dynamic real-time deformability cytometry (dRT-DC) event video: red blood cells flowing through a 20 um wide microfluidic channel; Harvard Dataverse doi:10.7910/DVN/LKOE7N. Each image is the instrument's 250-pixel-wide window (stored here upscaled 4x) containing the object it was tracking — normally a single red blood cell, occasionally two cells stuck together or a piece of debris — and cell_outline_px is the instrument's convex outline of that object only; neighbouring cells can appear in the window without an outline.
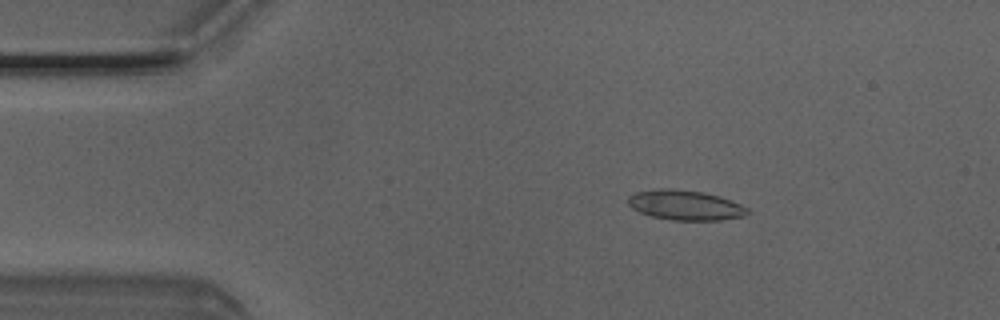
{"species": "Egyptian fruit bat (a non-hibernating species)", "species_latin": "Rousettus aegyptiacus", "temperature_condition": "room temperature", "stored_images_in_passage": 4, "camera_frame_rate_fps": 3000, "um_per_image_px": 0.085, "animal": {"sex": "male"}, "frame": {"image": 1, "passage_image": 3, "time_ms": 0.667, "image_size_px": [1000, 320], "cell_outline_px": [[748, 212], [744, 216], [720, 220], [672, 220], [652, 216], [640, 212], [632, 208], [628, 204], [628, 196], [636, 192], [660, 188], [668, 188], [704, 192], [740, 204], [748, 208]], "centroid_in_image_um": [58.21, 17.44], "position_along_channel_um": 26.8, "area_um2": 20.58}}